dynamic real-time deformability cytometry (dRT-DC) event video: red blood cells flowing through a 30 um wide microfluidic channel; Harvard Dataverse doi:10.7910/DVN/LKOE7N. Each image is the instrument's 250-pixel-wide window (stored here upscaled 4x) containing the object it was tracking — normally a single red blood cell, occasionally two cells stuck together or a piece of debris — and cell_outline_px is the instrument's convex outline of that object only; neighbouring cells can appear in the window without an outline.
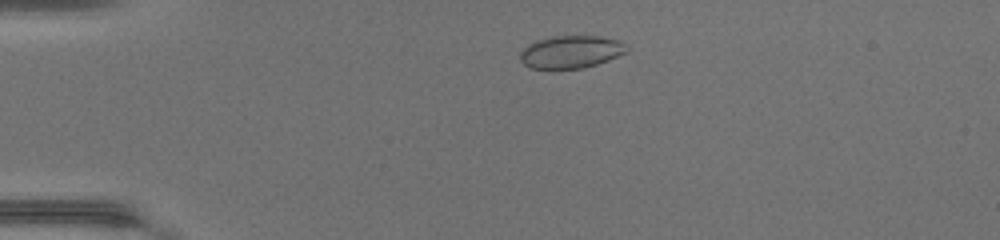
{"species": "common noctule bat (a hibernating species)", "species_latin": "Nyctalus noctula", "temperature_condition": "warm", "stored_images_in_passage": 43, "camera_frame_rate_fps": 3000, "um_per_image_px": 0.085, "animal": {"sex": "female", "body_mass_g": 17.0, "forearm_length_mm": 48.0}, "frame": {"image": 1, "passage_image": 6, "time_ms": 1.667, "image_size_px": [1000, 240], "cell_outline_px": [[628, 52], [608, 60], [584, 68], [552, 72], [548, 72], [528, 68], [520, 60], [520, 52], [528, 44], [536, 40], [552, 36], [600, 36], [616, 40], [624, 44], [628, 48]], "centroid_in_image_um": [48.45, 4.47], "position_along_channel_um": 36.6, "area_um2": 21.04}}
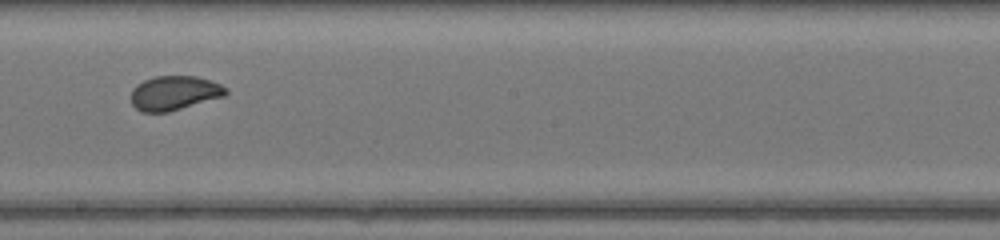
{"frame": {"image": 2, "passage_image": 23, "time_ms": 7.333, "image_size_px": [1000, 240], "cell_outline_px": [[228, 92], [224, 96], [168, 112], [140, 112], [132, 104], [132, 88], [136, 84], [144, 80], [156, 76], [196, 76], [220, 84], [228, 88]], "centroid_in_image_um": [14.8, 7.9], "position_along_channel_um": 233.4, "area_um2": 18.9}}
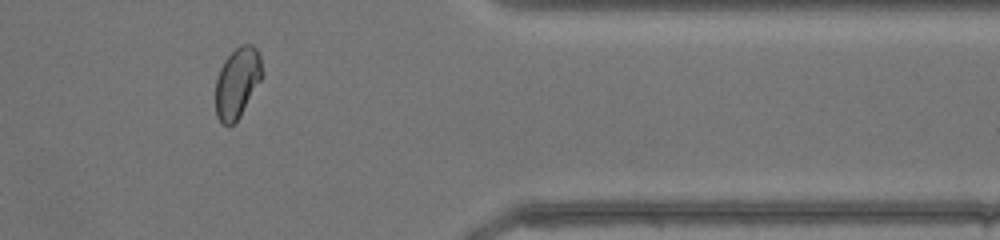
{"frame": {"image": 3, "passage_image": 35, "time_ms": 11.333, "image_size_px": [1000, 240], "cell_outline_px": [[264, 76], [240, 116], [228, 128], [216, 116], [216, 80], [220, 68], [224, 60], [240, 44], [252, 44], [256, 48], [260, 56], [264, 72]], "centroid_in_image_um": [20.2, 7.01], "position_along_channel_um": 391.2, "area_um2": 19.31}, "authors_computed_cell_mechanics": {"area_um2": 19.4786, "velocity_mm_per_s": 4.3678, "shape_relaxation_time_tau1_ms": 7.1424, "shape_relaxation_time_tau2_ms": null, "deformation_change_tau1": 0.149, "deformation_change_tau2": null}}